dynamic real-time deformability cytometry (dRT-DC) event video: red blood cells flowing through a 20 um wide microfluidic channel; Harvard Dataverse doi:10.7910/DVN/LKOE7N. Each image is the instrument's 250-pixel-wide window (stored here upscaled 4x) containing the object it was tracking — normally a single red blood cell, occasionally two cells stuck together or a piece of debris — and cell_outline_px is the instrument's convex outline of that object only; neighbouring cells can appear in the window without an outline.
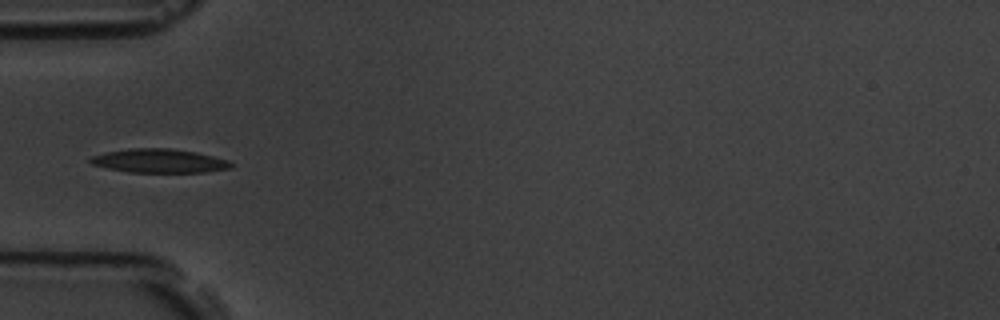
{"species": "common noctule bat (a hibernating species)", "species_latin": "Nyctalus noctula", "temperature_condition": "room temperature", "stored_images_in_passage": 6, "camera_frame_rate_fps": 3000, "um_per_image_px": 0.085, "animal": {"sex": "male", "body_mass_g": 19.5, "forearm_length_mm": 54.6}, "frame": {"image": 1, "passage_image": 5, "time_ms": 4.667, "image_size_px": [1000, 320], "cell_outline_px": [[232, 168], [204, 172], [128, 172], [108, 168], [92, 164], [88, 160], [92, 156], [108, 152], [132, 148], [168, 148], [196, 152], [228, 160], [232, 164]], "centroid_in_image_um": [13.55, 13.67], "position_along_channel_um": 71.5, "area_um2": 19.31}}
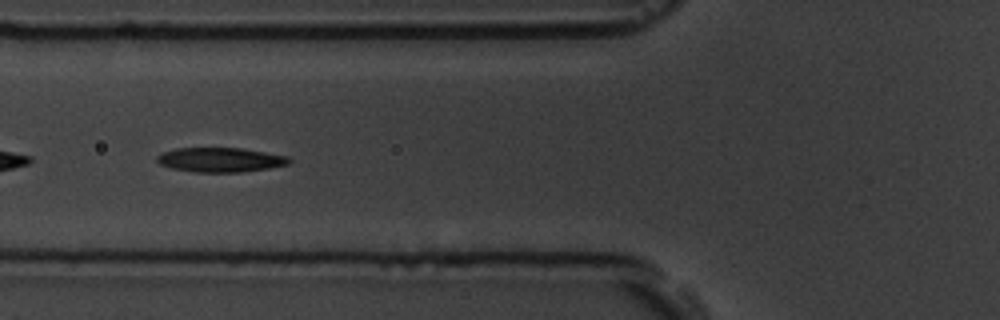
{"frame": {"image": 2, "passage_image": 6, "time_ms": 5.667, "image_size_px": [1000, 320], "cell_outline_px": [[292, 160], [288, 164], [268, 168], [244, 172], [192, 172], [172, 168], [160, 164], [156, 160], [156, 156], [164, 152], [176, 148], [240, 148], [288, 156]], "centroid_in_image_um": [18.72, 13.59], "position_along_channel_um": 107.1, "area_um2": 18.79}}